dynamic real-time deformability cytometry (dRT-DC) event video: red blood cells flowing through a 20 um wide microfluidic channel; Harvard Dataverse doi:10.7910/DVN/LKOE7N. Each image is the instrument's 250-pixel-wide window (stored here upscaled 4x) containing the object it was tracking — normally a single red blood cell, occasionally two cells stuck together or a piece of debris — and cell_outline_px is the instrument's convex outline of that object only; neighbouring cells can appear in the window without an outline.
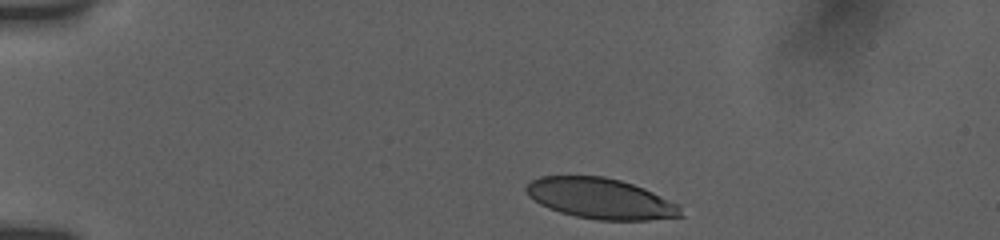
{"species": "human", "species_latin": "Homo sapiens", "temperature_condition": "room temperature", "stored_images_in_passage": 4, "camera_frame_rate_fps": 3000, "um_per_image_px": 0.085, "donor": {"sex": "female"}, "frame": {"image": 1, "passage_image": 1, "time_ms": 0.0, "image_size_px": [1000, 240], "cell_outline_px": [[684, 216], [648, 220], [596, 220], [576, 216], [560, 212], [548, 208], [540, 204], [528, 196], [524, 188], [532, 180], [540, 176], [604, 176], [620, 180], [644, 188], [680, 204]], "centroid_in_image_um": [51.07, 16.88], "position_along_channel_um": 33.9, "area_um2": 36.76}}
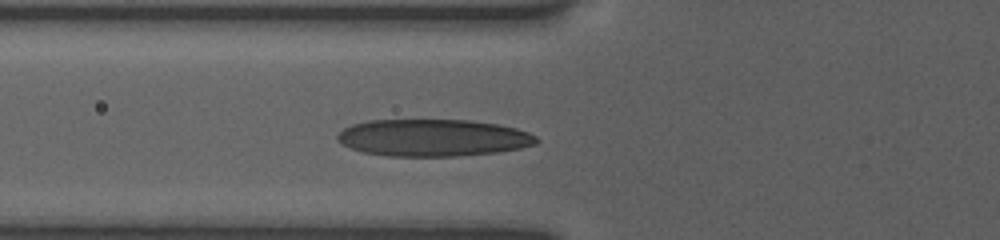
{"frame": {"image": 2, "passage_image": 4, "time_ms": 3.333, "image_size_px": [1000, 240], "cell_outline_px": [[540, 140], [536, 144], [520, 148], [496, 152], [460, 156], [388, 156], [364, 152], [348, 148], [340, 144], [336, 140], [336, 136], [344, 128], [352, 124], [368, 120], [468, 120], [496, 124], [516, 128], [528, 132], [536, 136]], "centroid_in_image_um": [36.78, 11.71], "position_along_channel_um": 89.0, "area_um2": 43.18}}